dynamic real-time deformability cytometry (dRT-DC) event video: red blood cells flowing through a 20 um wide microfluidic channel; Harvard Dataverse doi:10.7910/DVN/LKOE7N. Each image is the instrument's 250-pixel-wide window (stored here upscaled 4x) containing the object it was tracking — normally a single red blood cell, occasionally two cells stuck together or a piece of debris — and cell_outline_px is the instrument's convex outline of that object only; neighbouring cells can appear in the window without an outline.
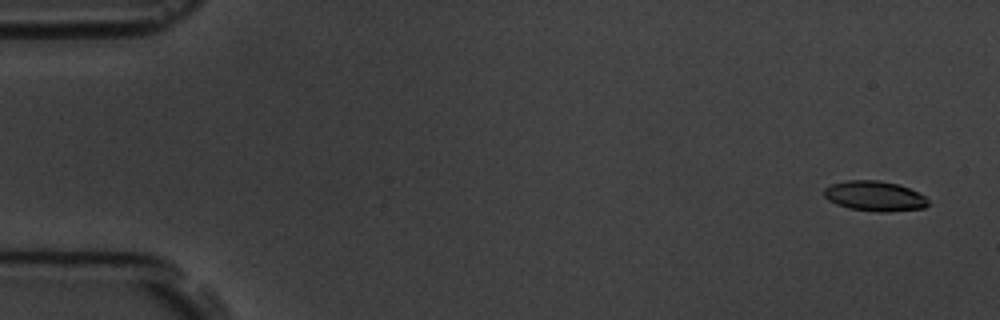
{"species": "common noctule bat (a hibernating species)", "species_latin": "Nyctalus noctula", "temperature_condition": "room temperature", "stored_images_in_passage": 6, "segment_of_instrument_passage": [1, 2], "camera_frame_rate_fps": 3000, "um_per_image_px": 0.085, "animal": {"sex": "male", "body_mass_g": 19.5, "forearm_length_mm": 54.6}, "frame": {"image": 1, "passage_image": 1, "time_ms": 0.0, "image_size_px": [1000, 320], "cell_outline_px": [[928, 204], [924, 208], [888, 212], [880, 212], [848, 208], [836, 204], [828, 200], [824, 196], [824, 188], [832, 184], [848, 180], [880, 180], [896, 184], [908, 188], [924, 196], [928, 200]], "centroid_in_image_um": [74.32, 16.67], "position_along_channel_um": 10.7, "area_um2": 18.15}}